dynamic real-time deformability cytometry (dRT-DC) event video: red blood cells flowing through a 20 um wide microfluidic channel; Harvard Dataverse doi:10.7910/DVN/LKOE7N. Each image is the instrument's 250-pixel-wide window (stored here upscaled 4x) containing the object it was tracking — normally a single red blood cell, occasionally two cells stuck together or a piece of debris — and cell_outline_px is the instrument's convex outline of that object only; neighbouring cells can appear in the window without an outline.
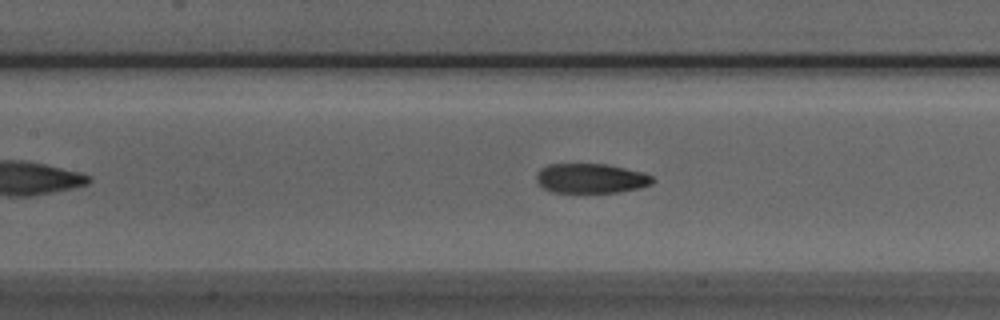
{"species": "Egyptian fruit bat (a non-hibernating species)", "species_latin": "Rousettus aegyptiacus", "temperature_condition": "room temperature", "stored_images_in_passage": 45, "camera_frame_rate_fps": 3000, "um_per_image_px": 0.085, "animal": {"sex": "male"}, "frame": {"image": 1, "passage_image": 16, "time_ms": 5.0, "image_size_px": [1000, 320], "cell_outline_px": [[656, 180], [652, 184], [640, 188], [620, 192], [552, 192], [544, 188], [536, 180], [536, 176], [540, 168], [548, 164], [608, 164], [644, 172], [652, 176]], "centroid_in_image_um": [50.27, 15.15], "position_along_channel_um": 157.1, "area_um2": 20.23}}
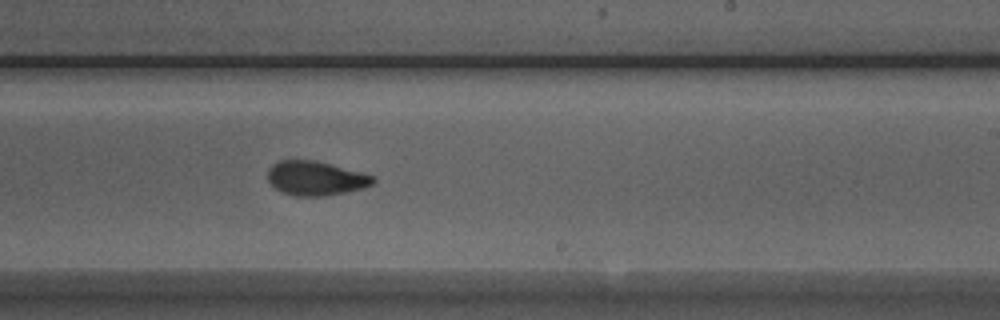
{"frame": {"image": 2, "passage_image": 24, "time_ms": 7.667, "image_size_px": [1000, 320], "cell_outline_px": [[376, 180], [372, 184], [364, 188], [324, 196], [292, 196], [280, 192], [268, 180], [268, 168], [272, 164], [280, 160], [312, 160], [376, 176]], "centroid_in_image_um": [26.81, 15.16], "position_along_channel_um": 262.2, "area_um2": 20.92}}
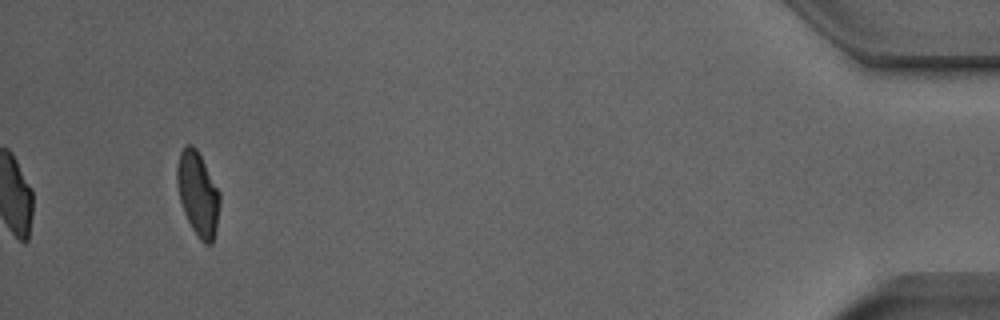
{"frame": {"image": 3, "passage_image": 42, "time_ms": 13.667, "image_size_px": [1000, 320], "cell_outline_px": [[220, 200], [216, 228], [212, 244], [204, 244], [196, 236], [184, 212], [180, 200], [176, 184], [176, 168], [180, 152], [188, 144], [192, 144], [196, 148], [220, 192]], "centroid_in_image_um": [16.81, 16.48], "position_along_channel_um": 418.4, "area_um2": 20.87}}